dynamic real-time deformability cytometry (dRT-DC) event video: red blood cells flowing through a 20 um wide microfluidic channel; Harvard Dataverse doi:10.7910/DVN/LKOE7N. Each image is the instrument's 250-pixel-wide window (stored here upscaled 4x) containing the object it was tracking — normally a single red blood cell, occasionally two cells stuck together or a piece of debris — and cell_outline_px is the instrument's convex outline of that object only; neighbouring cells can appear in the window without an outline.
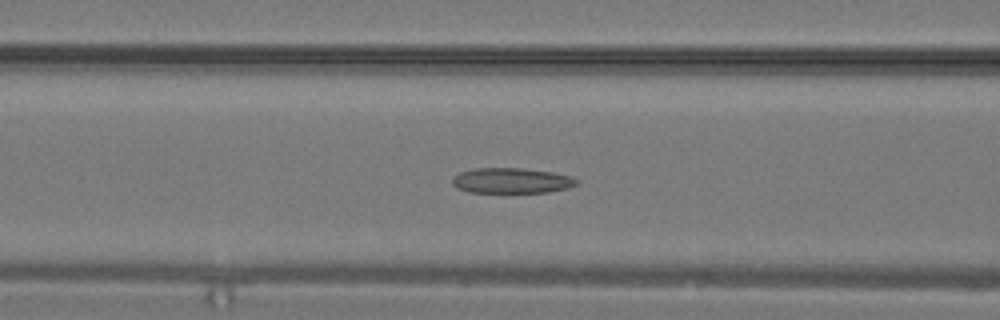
{"species": "common noctule bat (a hibernating species)", "species_latin": "Nyctalus noctula", "temperature_condition": "warm", "stored_images_in_passage": 23, "camera_frame_rate_fps": 3000, "um_per_image_px": 0.085, "animal": {"sex": "male", "body_mass_g": 19.2, "forearm_length_mm": 51.8}, "frame": {"image": 1, "passage_image": 13, "time_ms": 4.0, "image_size_px": [1000, 320], "cell_outline_px": [[580, 180], [576, 184], [568, 188], [548, 192], [468, 192], [456, 188], [452, 184], [452, 180], [460, 172], [472, 168], [524, 168], [552, 172], [568, 176]], "centroid_in_image_um": [43.46, 15.35], "position_along_channel_um": 123.1, "area_um2": 18.32}}
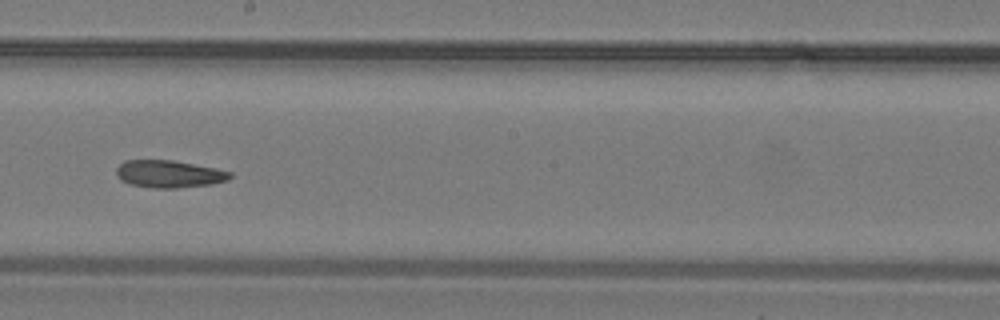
{"frame": {"image": 2, "passage_image": 18, "time_ms": 5.667, "image_size_px": [1000, 320], "cell_outline_px": [[232, 176], [228, 180], [212, 184], [176, 188], [152, 188], [128, 184], [120, 180], [116, 176], [116, 168], [124, 160], [172, 160], [216, 168], [232, 172]], "centroid_in_image_um": [14.35, 14.79], "position_along_channel_um": 233.9, "area_um2": 18.32}}
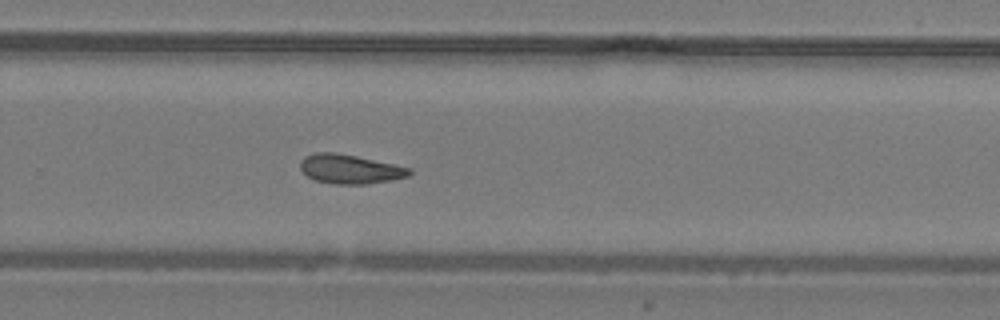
{"frame": {"image": 3, "passage_image": 21, "time_ms": 6.667, "image_size_px": [1000, 320], "cell_outline_px": [[412, 172], [408, 176], [392, 180], [368, 184], [336, 184], [316, 180], [308, 176], [300, 168], [300, 160], [304, 156], [316, 152], [336, 152], [356, 156], [412, 168]], "centroid_in_image_um": [29.75, 14.36], "position_along_channel_um": 300.1, "area_um2": 18.55}}